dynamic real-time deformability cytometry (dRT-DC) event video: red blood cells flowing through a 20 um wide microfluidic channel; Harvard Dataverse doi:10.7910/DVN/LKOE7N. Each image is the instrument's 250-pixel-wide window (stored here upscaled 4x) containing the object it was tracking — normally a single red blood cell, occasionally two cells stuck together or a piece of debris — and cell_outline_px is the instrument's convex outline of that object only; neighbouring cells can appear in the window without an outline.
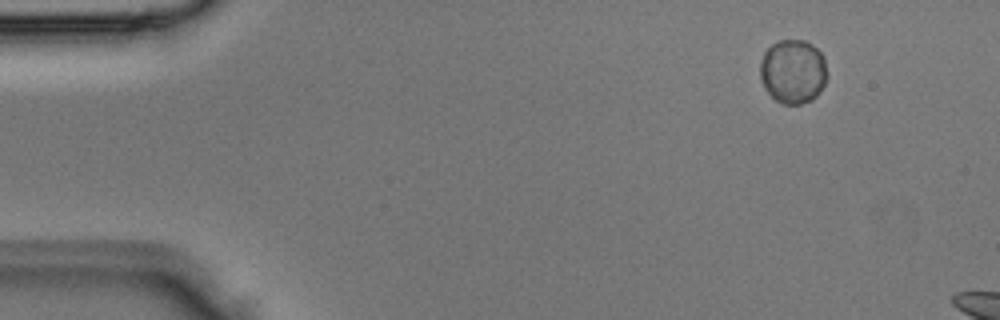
{"species": "Egyptian fruit bat (a non-hibernating species)", "species_latin": "Rousettus aegyptiacus", "temperature_condition": "room temperature", "stored_images_in_passage": 2, "camera_frame_rate_fps": 3000, "um_per_image_px": 0.085, "animal": {"sex": "male"}, "frame": {"image": 1, "passage_image": 2, "time_ms": 0.333, "image_size_px": [1000, 320], "cell_outline_px": [[828, 72], [824, 84], [816, 96], [812, 100], [800, 104], [784, 104], [776, 100], [764, 88], [760, 80], [760, 64], [764, 52], [772, 44], [780, 40], [804, 40], [812, 44], [824, 56]], "centroid_in_image_um": [67.41, 6.07], "position_along_channel_um": 17.6, "area_um2": 25.2}}